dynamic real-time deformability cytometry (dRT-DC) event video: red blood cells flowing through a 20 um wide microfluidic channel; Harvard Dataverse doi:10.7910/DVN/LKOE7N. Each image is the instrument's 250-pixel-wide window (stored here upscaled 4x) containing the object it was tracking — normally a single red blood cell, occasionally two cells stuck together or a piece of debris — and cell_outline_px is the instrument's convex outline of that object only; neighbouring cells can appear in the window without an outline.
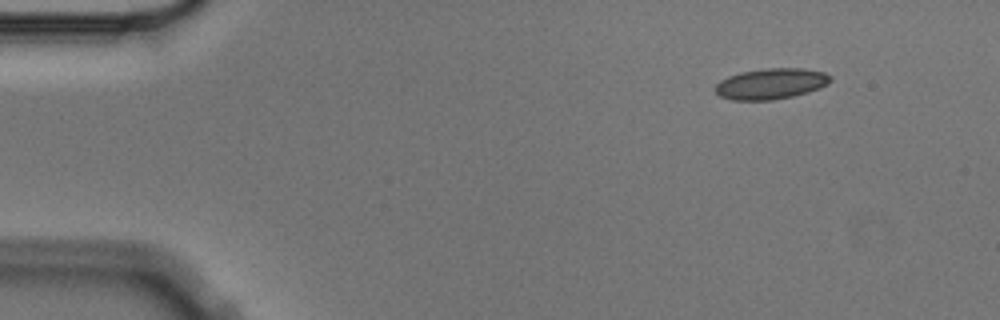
{"species": "Egyptian fruit bat (a non-hibernating species)", "species_latin": "Rousettus aegyptiacus", "temperature_condition": "cold", "stored_images_in_passage": 9, "camera_frame_rate_fps": 3000, "um_per_image_px": 0.085, "animal": {"sex": "male"}, "frame": {"image": 1, "passage_image": 1, "time_ms": 0.0, "image_size_px": [1000, 320], "cell_outline_px": [[832, 80], [828, 84], [820, 88], [808, 92], [792, 96], [772, 100], [732, 100], [720, 96], [716, 92], [716, 84], [720, 80], [728, 76], [740, 72], [764, 68], [804, 68], [824, 72], [832, 76]], "centroid_in_image_um": [65.55, 7.11], "position_along_channel_um": 19.4, "area_um2": 20.81}}
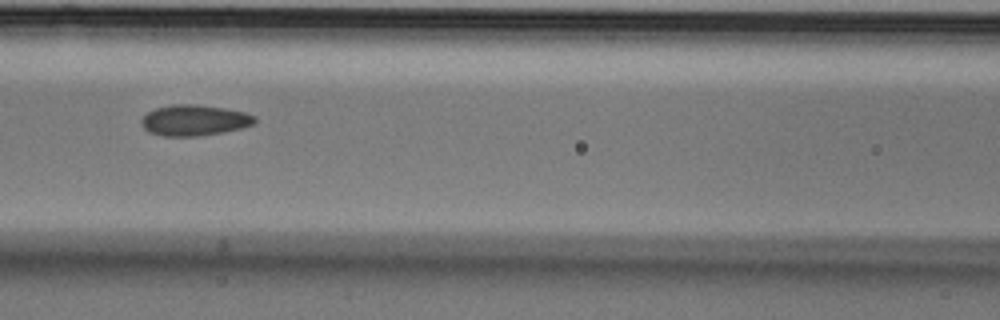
{"frame": {"image": 2, "passage_image": 6, "time_ms": 1.667, "image_size_px": [1000, 320], "cell_outline_px": [[256, 124], [224, 132], [196, 136], [164, 136], [148, 132], [140, 124], [140, 120], [148, 112], [156, 108], [172, 104], [196, 104], [228, 108], [244, 112], [256, 116]], "centroid_in_image_um": [16.53, 10.21], "position_along_channel_um": 150.1, "area_um2": 20.58}}
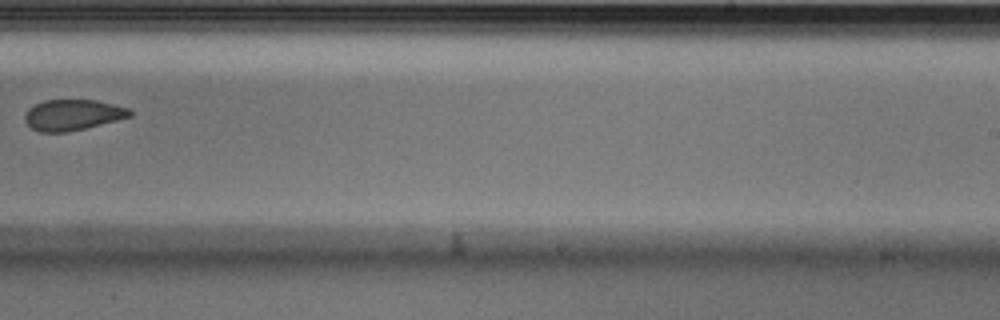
{"frame": {"image": 3, "passage_image": 9, "time_ms": 2.667, "image_size_px": [1000, 320], "cell_outline_px": [[132, 116], [68, 132], [40, 132], [32, 128], [24, 120], [24, 116], [28, 108], [44, 100], [96, 100], [128, 108], [132, 112]], "centroid_in_image_um": [6.15, 9.76], "position_along_channel_um": 282.8, "area_um2": 18.67}}